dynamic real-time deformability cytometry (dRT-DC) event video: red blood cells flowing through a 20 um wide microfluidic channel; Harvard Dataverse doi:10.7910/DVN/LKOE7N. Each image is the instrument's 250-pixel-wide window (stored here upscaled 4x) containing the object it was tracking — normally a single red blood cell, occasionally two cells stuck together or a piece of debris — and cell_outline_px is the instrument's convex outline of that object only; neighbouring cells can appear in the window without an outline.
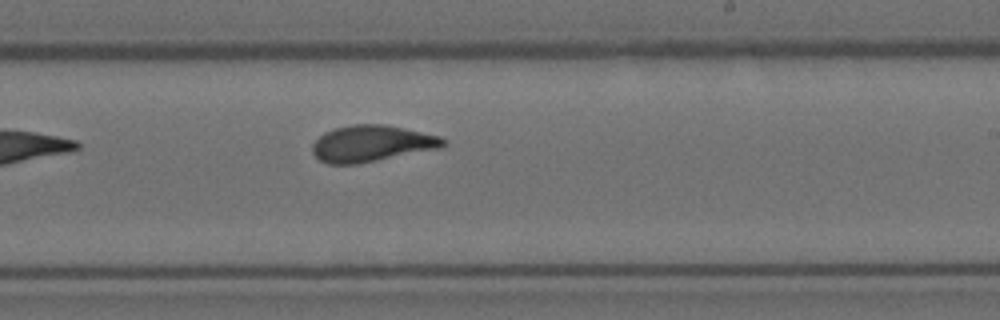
{"species": "Egyptian fruit bat (a non-hibernating species)", "species_latin": "Rousettus aegyptiacus", "temperature_condition": "room temperature", "stored_images_in_passage": 9, "camera_frame_rate_fps": 3000, "um_per_image_px": 0.085, "animal": {"sex": "female"}, "frame": {"image": 1, "passage_image": 9, "time_ms": 9.333, "image_size_px": [1000, 320], "cell_outline_px": [[448, 144], [440, 148], [356, 164], [328, 164], [320, 160], [312, 152], [312, 144], [324, 132], [336, 128], [352, 124], [384, 124], [404, 128], [440, 136], [448, 140]], "centroid_in_image_um": [31.61, 12.19], "position_along_channel_um": 257.4, "area_um2": 27.69}}